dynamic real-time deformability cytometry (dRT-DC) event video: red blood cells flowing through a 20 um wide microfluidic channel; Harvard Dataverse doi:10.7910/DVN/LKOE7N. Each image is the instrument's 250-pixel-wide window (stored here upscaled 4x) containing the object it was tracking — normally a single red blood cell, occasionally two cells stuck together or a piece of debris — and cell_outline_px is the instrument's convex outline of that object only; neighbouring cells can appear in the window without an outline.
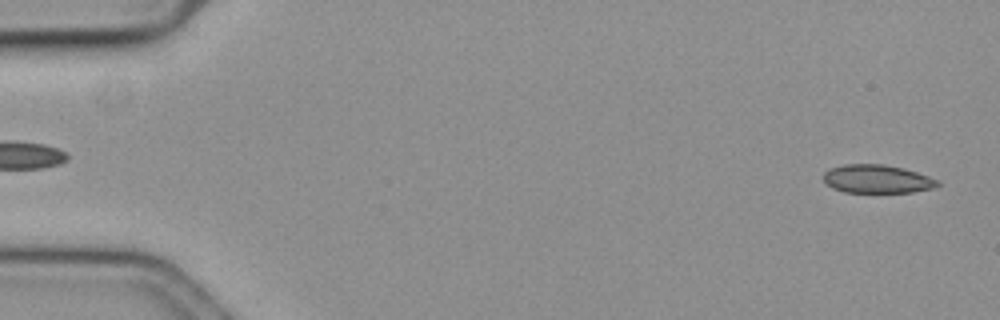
{"species": "common noctule bat (a hibernating species)", "species_latin": "Nyctalus noctula", "temperature_condition": "cold", "stored_images_in_passage": 58, "camera_frame_rate_fps": 3000, "um_per_image_px": 0.085, "animal": {"sex": "female", "body_mass_g": 19.3, "forearm_length_mm": 54.1}, "frame": {"image": 1, "passage_image": 2, "time_ms": 0.333, "image_size_px": [1000, 320], "cell_outline_px": [[940, 184], [932, 188], [912, 192], [844, 192], [832, 188], [824, 180], [824, 172], [828, 168], [844, 164], [884, 164], [904, 168], [928, 176], [936, 180]], "centroid_in_image_um": [74.51, 15.2], "position_along_channel_um": 10.5, "area_um2": 18.79}}
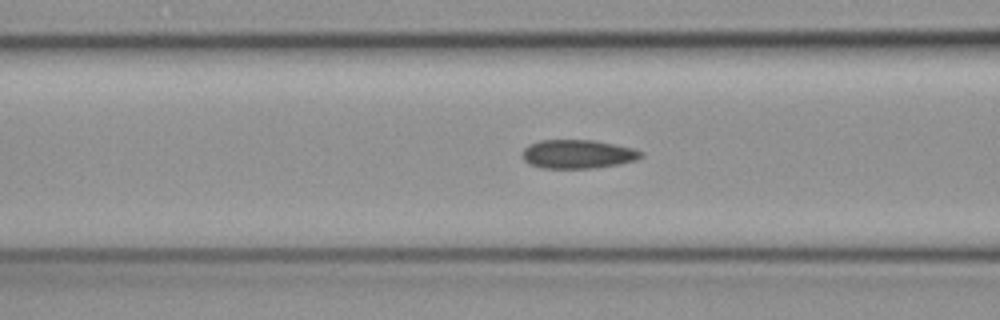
{"frame": {"image": 2, "passage_image": 23, "time_ms": 7.333, "image_size_px": [1000, 320], "cell_outline_px": [[644, 156], [636, 160], [620, 164], [592, 168], [540, 168], [528, 164], [524, 160], [520, 152], [528, 144], [540, 140], [592, 140], [632, 148], [644, 152]], "centroid_in_image_um": [49.07, 13.1], "position_along_channel_um": 117.5, "area_um2": 20.06}}
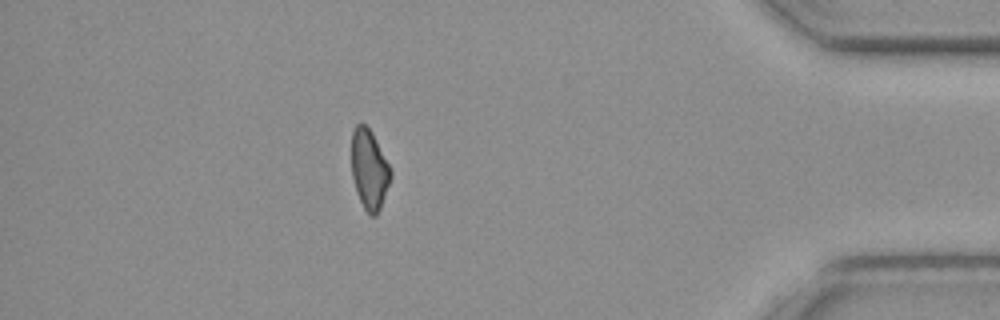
{"frame": {"image": 3, "passage_image": 51, "time_ms": 16.667, "image_size_px": [1000, 320], "cell_outline_px": [[392, 176], [380, 208], [376, 216], [368, 216], [356, 192], [352, 176], [352, 132], [356, 124], [360, 120], [372, 132], [392, 168]], "centroid_in_image_um": [31.4, 14.39], "position_along_channel_um": 403.8, "area_um2": 18.44}, "authors_computed_cell_mechanics": {"area_um2": 19.8254, "velocity_mm_per_s": 3.5742, "shape_relaxation_time_tau1_ms": null, "shape_relaxation_time_tau2_ms": 5.0788, "deformation_change_tau1": null, "deformation_change_tau2": 0.0894}}